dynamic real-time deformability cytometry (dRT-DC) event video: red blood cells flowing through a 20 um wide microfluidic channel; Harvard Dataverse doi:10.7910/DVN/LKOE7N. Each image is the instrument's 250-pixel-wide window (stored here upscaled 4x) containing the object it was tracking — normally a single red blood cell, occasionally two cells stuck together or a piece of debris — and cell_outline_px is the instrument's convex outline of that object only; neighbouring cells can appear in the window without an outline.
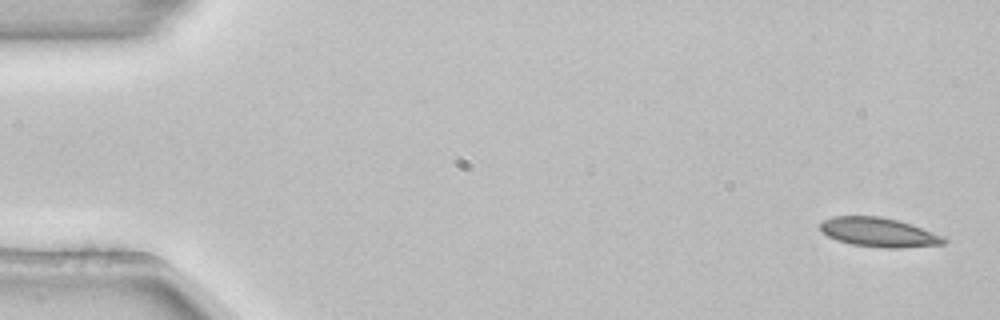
{"species": "common noctule bat (a hibernating species)", "species_latin": "Nyctalus noctula", "temperature_condition": "room temperature", "stored_images_in_passage": 3, "camera_frame_rate_fps": 3000, "um_per_image_px": 0.085, "animal": {"sex": "female", "body_mass_g": 22.7, "forearm_length_mm": 54.2}, "frame": {"image": 1, "passage_image": 1, "time_ms": 0.0, "image_size_px": [1000, 320], "cell_outline_px": [[948, 240], [944, 244], [900, 248], [884, 248], [852, 244], [836, 240], [828, 236], [820, 228], [820, 224], [824, 220], [832, 216], [880, 216], [912, 224], [944, 236]], "centroid_in_image_um": [74.72, 19.75], "position_along_channel_um": 10.3, "area_um2": 21.04}}